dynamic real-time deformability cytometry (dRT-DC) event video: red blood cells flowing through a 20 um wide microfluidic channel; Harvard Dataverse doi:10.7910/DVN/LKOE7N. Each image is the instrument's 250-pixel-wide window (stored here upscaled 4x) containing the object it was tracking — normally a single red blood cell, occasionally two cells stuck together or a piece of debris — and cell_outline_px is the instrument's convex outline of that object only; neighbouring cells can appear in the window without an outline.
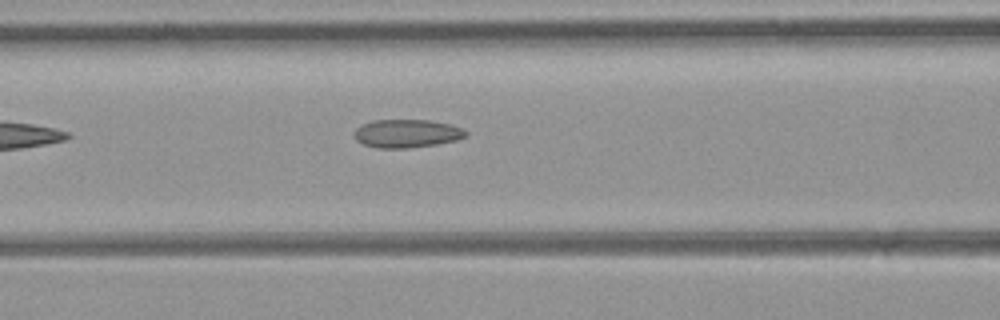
{"species": "common noctule bat (a hibernating species)", "species_latin": "Nyctalus noctula", "temperature_condition": "room temperature", "stored_images_in_passage": 4, "camera_frame_rate_fps": 3000, "um_per_image_px": 0.085, "animal": {"sex": "female", "body_mass_g": 21.9}, "frame": {"image": 1, "passage_image": 4, "time_ms": 1.0, "image_size_px": [1000, 320], "cell_outline_px": [[468, 136], [456, 140], [436, 144], [408, 148], [376, 148], [364, 144], [356, 140], [356, 128], [360, 124], [372, 120], [428, 120], [448, 124], [464, 128], [468, 132]], "centroid_in_image_um": [34.6, 11.34], "position_along_channel_um": 132.0, "area_um2": 18.38}}